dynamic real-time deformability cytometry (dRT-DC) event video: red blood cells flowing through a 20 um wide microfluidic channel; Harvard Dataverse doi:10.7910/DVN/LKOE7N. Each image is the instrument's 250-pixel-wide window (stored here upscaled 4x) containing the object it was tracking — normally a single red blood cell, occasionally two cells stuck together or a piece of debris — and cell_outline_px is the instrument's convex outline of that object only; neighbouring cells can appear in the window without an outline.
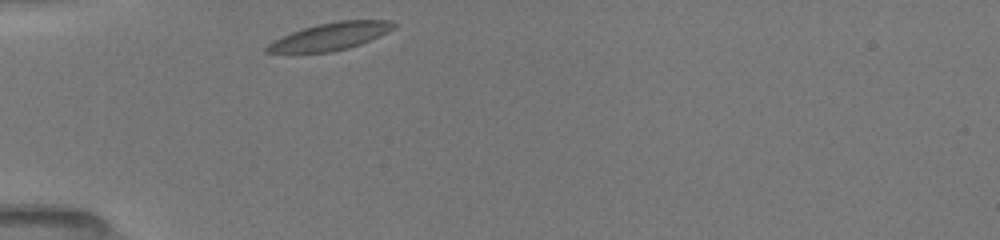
{"species": "common noctule bat (a hibernating species)", "species_latin": "Nyctalus noctula", "temperature_condition": "room temperature", "stored_images_in_passage": 35, "camera_frame_rate_fps": 3000, "um_per_image_px": 0.085, "animal": {"sex": "female", "body_mass_g": 19.5, "forearm_length_mm": 54.1}, "frame": {"image": 1, "passage_image": 1, "time_ms": 0.0, "image_size_px": [1000, 240], "cell_outline_px": [[396, 24], [392, 28], [380, 36], [360, 44], [348, 48], [332, 52], [264, 52], [264, 48], [268, 44], [292, 32], [304, 28], [320, 24], [340, 20], [392, 20]], "centroid_in_image_um": [28.11, 3.09], "position_along_channel_um": 56.9, "area_um2": 19.77}}
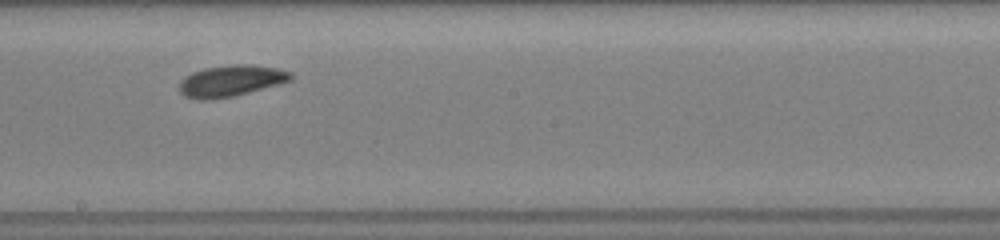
{"frame": {"image": 2, "passage_image": 17, "time_ms": 4.667, "image_size_px": [1000, 240], "cell_outline_px": [[292, 80], [280, 84], [236, 96], [208, 100], [196, 100], [184, 96], [180, 92], [180, 80], [184, 76], [192, 72], [204, 68], [236, 64], [252, 64], [280, 68], [292, 72]], "centroid_in_image_um": [19.64, 6.87], "position_along_channel_um": 228.6, "area_um2": 20.75}}
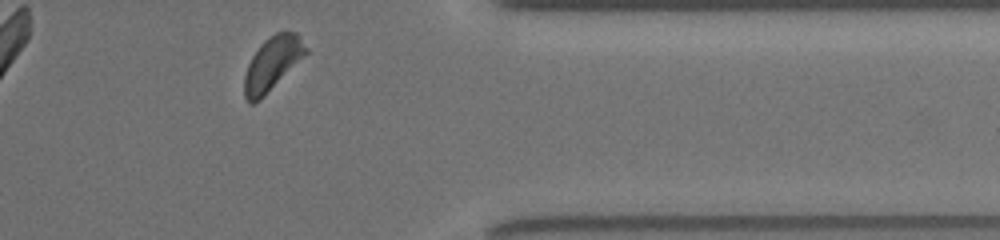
{"frame": {"image": 3, "passage_image": 33, "time_ms": 9.0, "image_size_px": [1000, 240], "cell_outline_px": [[308, 52], [260, 100], [252, 104], [244, 96], [244, 76], [248, 64], [252, 56], [260, 44], [264, 40], [276, 32], [296, 32], [300, 36], [308, 48]], "centroid_in_image_um": [23.14, 5.39], "position_along_channel_um": 388.3, "area_um2": 19.02}, "authors_computed_cell_mechanics": {"area_um2": 19.7098, "velocity_mm_per_s": 3.9298, "shape_relaxation_time_tau1_ms": 2.6775, "shape_relaxation_time_tau2_ms": 3.5524, "deformation_change_tau1": 0.1007, "deformation_change_tau2": 0.0812}}